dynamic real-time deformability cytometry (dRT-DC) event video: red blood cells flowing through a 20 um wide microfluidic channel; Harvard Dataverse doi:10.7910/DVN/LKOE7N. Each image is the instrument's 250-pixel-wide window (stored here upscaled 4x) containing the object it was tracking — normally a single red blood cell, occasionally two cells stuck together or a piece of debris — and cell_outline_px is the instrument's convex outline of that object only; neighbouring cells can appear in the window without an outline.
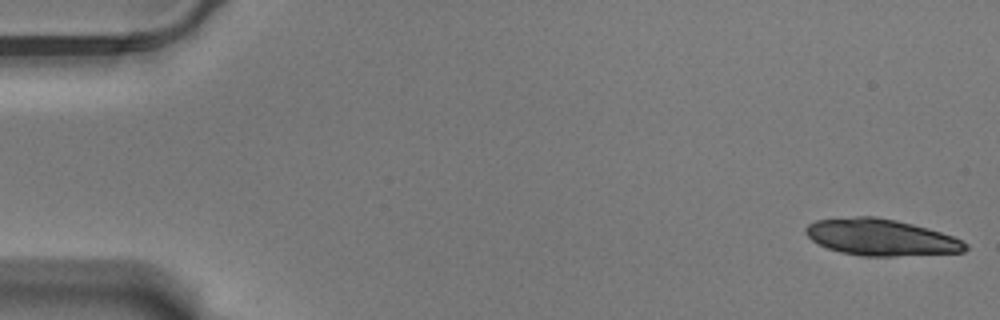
{"species": "Egyptian fruit bat (a non-hibernating species)", "species_latin": "Rousettus aegyptiacus", "temperature_condition": "warm", "stored_images_in_passage": 17, "camera_frame_rate_fps": 3000, "um_per_image_px": 0.085, "animal": {"sex": "male"}, "frame": {"image": 1, "passage_image": 1, "time_ms": 0.0, "image_size_px": [1000, 320], "cell_outline_px": [[968, 248], [964, 252], [892, 256], [864, 256], [840, 252], [828, 248], [812, 240], [804, 232], [804, 228], [808, 224], [816, 220], [856, 216], [876, 216], [896, 220], [928, 228], [952, 236], [968, 244]], "centroid_in_image_um": [74.86, 20.17], "position_along_channel_um": 10.1, "area_um2": 33.87}}